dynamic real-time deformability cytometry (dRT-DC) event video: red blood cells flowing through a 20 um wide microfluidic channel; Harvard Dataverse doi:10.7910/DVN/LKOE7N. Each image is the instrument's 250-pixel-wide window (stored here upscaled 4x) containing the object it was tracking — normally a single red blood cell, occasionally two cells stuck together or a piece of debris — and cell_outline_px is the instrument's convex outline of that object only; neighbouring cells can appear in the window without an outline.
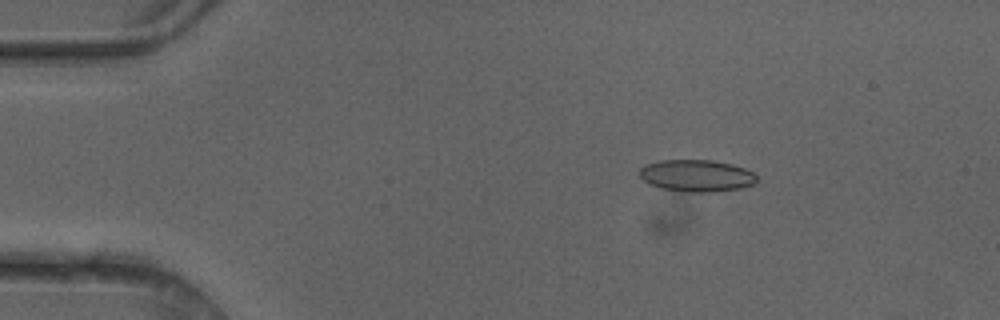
{"species": "common noctule bat (a hibernating species)", "species_latin": "Nyctalus noctula", "temperature_condition": "cold", "stored_images_in_passage": 49, "camera_frame_rate_fps": 3000, "um_per_image_px": 0.085, "animal": {"sex": "female"}, "frame": {"image": 1, "passage_image": 8, "time_ms": 2.333, "image_size_px": [1000, 320], "cell_outline_px": [[756, 180], [752, 184], [740, 188], [708, 192], [692, 192], [660, 188], [648, 184], [640, 176], [640, 168], [644, 164], [660, 160], [712, 160], [732, 164], [744, 168], [752, 172], [756, 176]], "centroid_in_image_um": [59.16, 14.92], "position_along_channel_um": 25.8, "area_um2": 21.68}}
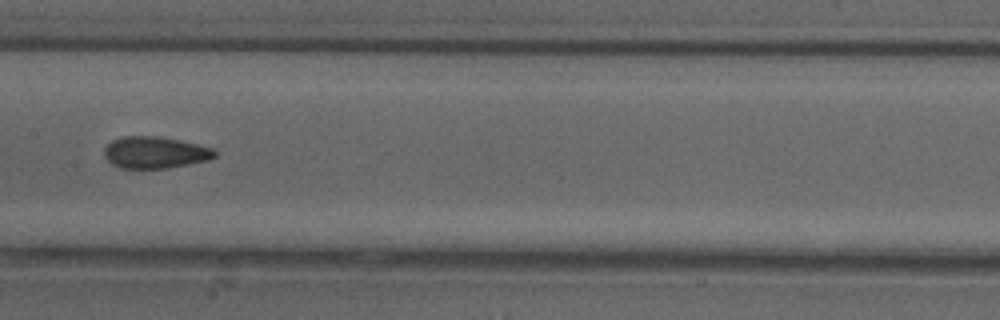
{"frame": {"image": 2, "passage_image": 25, "time_ms": 8.0, "image_size_px": [1000, 320], "cell_outline_px": [[216, 156], [208, 160], [168, 168], [120, 168], [112, 164], [104, 156], [104, 148], [112, 140], [124, 136], [160, 136], [180, 140], [212, 148], [216, 152]], "centroid_in_image_um": [13.16, 12.96], "position_along_channel_um": 194.2, "area_um2": 20.4}}
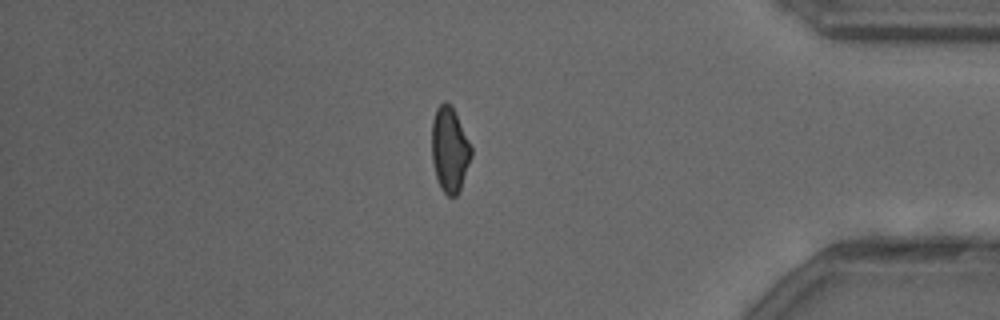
{"frame": {"image": 3, "passage_image": 42, "time_ms": 13.667, "image_size_px": [1000, 320], "cell_outline_px": [[472, 156], [460, 188], [456, 196], [448, 196], [440, 188], [436, 176], [432, 160], [432, 120], [436, 108], [444, 100], [452, 108], [472, 144]], "centroid_in_image_um": [38.22, 12.71], "position_along_channel_um": 397.0, "area_um2": 19.48}, "authors_computed_cell_mechanics": {"area_um2": 20.6346, "velocity_mm_per_s": 4.1651, "shape_relaxation_time_tau1_ms": null, "shape_relaxation_time_tau2_ms": 1.7478, "deformation_change_tau1": null, "deformation_change_tau2": 0.0767}}